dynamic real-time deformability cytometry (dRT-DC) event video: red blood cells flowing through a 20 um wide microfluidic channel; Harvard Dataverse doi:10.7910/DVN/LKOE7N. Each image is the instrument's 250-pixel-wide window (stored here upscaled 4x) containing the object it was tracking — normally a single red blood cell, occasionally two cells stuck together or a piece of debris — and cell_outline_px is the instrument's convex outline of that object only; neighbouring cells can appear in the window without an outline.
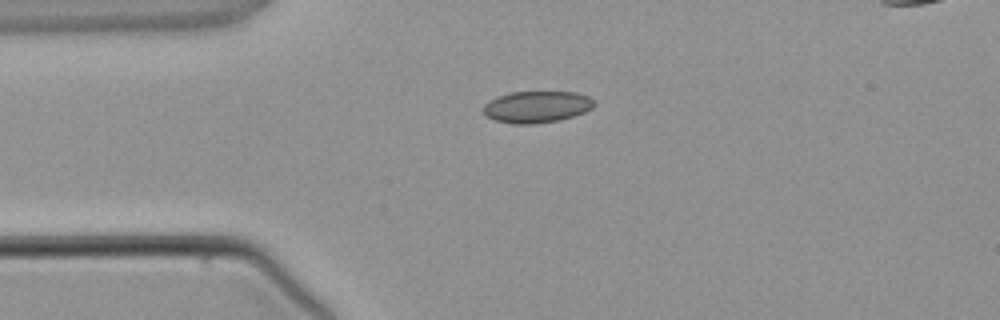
{"species": "common noctule bat (a hibernating species)", "species_latin": "Nyctalus noctula", "temperature_condition": "warm", "stored_images_in_passage": 2, "camera_frame_rate_fps": 3000, "um_per_image_px": 0.085, "animal": {"sex": "male", "body_mass_g": 21.5, "forearm_length_mm": 52.0}, "frame": {"image": 1, "passage_image": 1, "time_ms": 0.0, "image_size_px": [1000, 320], "cell_outline_px": [[596, 104], [592, 108], [584, 112], [560, 120], [532, 124], [512, 124], [496, 120], [488, 116], [484, 112], [484, 104], [488, 100], [496, 96], [512, 92], [576, 92], [588, 96], [596, 100]], "centroid_in_image_um": [45.64, 9.07], "position_along_channel_um": 39.4, "area_um2": 20.52}}